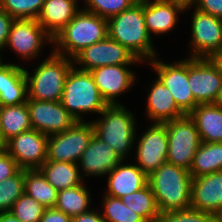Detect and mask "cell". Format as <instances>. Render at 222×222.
<instances>
[{
    "label": "cell",
    "mask_w": 222,
    "mask_h": 222,
    "mask_svg": "<svg viewBox=\"0 0 222 222\" xmlns=\"http://www.w3.org/2000/svg\"><path fill=\"white\" fill-rule=\"evenodd\" d=\"M108 36L124 46L142 63L154 59L156 51L148 34L143 14V0L107 20Z\"/></svg>",
    "instance_id": "cell-1"
},
{
    "label": "cell",
    "mask_w": 222,
    "mask_h": 222,
    "mask_svg": "<svg viewBox=\"0 0 222 222\" xmlns=\"http://www.w3.org/2000/svg\"><path fill=\"white\" fill-rule=\"evenodd\" d=\"M191 182L189 170L165 162L148 176L161 213L191 209Z\"/></svg>",
    "instance_id": "cell-2"
},
{
    "label": "cell",
    "mask_w": 222,
    "mask_h": 222,
    "mask_svg": "<svg viewBox=\"0 0 222 222\" xmlns=\"http://www.w3.org/2000/svg\"><path fill=\"white\" fill-rule=\"evenodd\" d=\"M107 36V19L81 8L53 38L52 45L55 47L53 52L73 59L83 49Z\"/></svg>",
    "instance_id": "cell-3"
},
{
    "label": "cell",
    "mask_w": 222,
    "mask_h": 222,
    "mask_svg": "<svg viewBox=\"0 0 222 222\" xmlns=\"http://www.w3.org/2000/svg\"><path fill=\"white\" fill-rule=\"evenodd\" d=\"M73 59L51 52L32 75L25 69L28 99L60 101L66 76L73 66Z\"/></svg>",
    "instance_id": "cell-4"
},
{
    "label": "cell",
    "mask_w": 222,
    "mask_h": 222,
    "mask_svg": "<svg viewBox=\"0 0 222 222\" xmlns=\"http://www.w3.org/2000/svg\"><path fill=\"white\" fill-rule=\"evenodd\" d=\"M100 115L92 122L95 135L125 160L136 139L135 116L121 104L107 105Z\"/></svg>",
    "instance_id": "cell-5"
},
{
    "label": "cell",
    "mask_w": 222,
    "mask_h": 222,
    "mask_svg": "<svg viewBox=\"0 0 222 222\" xmlns=\"http://www.w3.org/2000/svg\"><path fill=\"white\" fill-rule=\"evenodd\" d=\"M60 103L76 121H84L83 113L100 114L107 106L91 73L78 69L75 65L66 76Z\"/></svg>",
    "instance_id": "cell-6"
},
{
    "label": "cell",
    "mask_w": 222,
    "mask_h": 222,
    "mask_svg": "<svg viewBox=\"0 0 222 222\" xmlns=\"http://www.w3.org/2000/svg\"><path fill=\"white\" fill-rule=\"evenodd\" d=\"M165 124L168 136L167 162L189 170L201 144L195 122L189 114H185Z\"/></svg>",
    "instance_id": "cell-7"
},
{
    "label": "cell",
    "mask_w": 222,
    "mask_h": 222,
    "mask_svg": "<svg viewBox=\"0 0 222 222\" xmlns=\"http://www.w3.org/2000/svg\"><path fill=\"white\" fill-rule=\"evenodd\" d=\"M95 134L91 121H76L68 130L48 136L46 161L78 163Z\"/></svg>",
    "instance_id": "cell-8"
},
{
    "label": "cell",
    "mask_w": 222,
    "mask_h": 222,
    "mask_svg": "<svg viewBox=\"0 0 222 222\" xmlns=\"http://www.w3.org/2000/svg\"><path fill=\"white\" fill-rule=\"evenodd\" d=\"M188 83L197 104H214L222 87V72L212 58H188Z\"/></svg>",
    "instance_id": "cell-9"
},
{
    "label": "cell",
    "mask_w": 222,
    "mask_h": 222,
    "mask_svg": "<svg viewBox=\"0 0 222 222\" xmlns=\"http://www.w3.org/2000/svg\"><path fill=\"white\" fill-rule=\"evenodd\" d=\"M157 59V60H156ZM157 57L152 59L150 64L156 71L157 78L171 92L175 103L184 114H190L198 105L190 90L188 83V58L181 61H174L172 64L161 62Z\"/></svg>",
    "instance_id": "cell-10"
},
{
    "label": "cell",
    "mask_w": 222,
    "mask_h": 222,
    "mask_svg": "<svg viewBox=\"0 0 222 222\" xmlns=\"http://www.w3.org/2000/svg\"><path fill=\"white\" fill-rule=\"evenodd\" d=\"M139 64L130 51L109 36L88 46L73 58V64L79 65L78 69L91 71L95 68L109 65Z\"/></svg>",
    "instance_id": "cell-11"
},
{
    "label": "cell",
    "mask_w": 222,
    "mask_h": 222,
    "mask_svg": "<svg viewBox=\"0 0 222 222\" xmlns=\"http://www.w3.org/2000/svg\"><path fill=\"white\" fill-rule=\"evenodd\" d=\"M47 147L48 136L35 129L22 132L3 145L20 169H39L46 162Z\"/></svg>",
    "instance_id": "cell-12"
},
{
    "label": "cell",
    "mask_w": 222,
    "mask_h": 222,
    "mask_svg": "<svg viewBox=\"0 0 222 222\" xmlns=\"http://www.w3.org/2000/svg\"><path fill=\"white\" fill-rule=\"evenodd\" d=\"M193 13L190 58H212L222 49V19L197 9Z\"/></svg>",
    "instance_id": "cell-13"
},
{
    "label": "cell",
    "mask_w": 222,
    "mask_h": 222,
    "mask_svg": "<svg viewBox=\"0 0 222 222\" xmlns=\"http://www.w3.org/2000/svg\"><path fill=\"white\" fill-rule=\"evenodd\" d=\"M52 43L53 38L35 19H14L7 44L18 56L25 60L36 59L40 55L44 43Z\"/></svg>",
    "instance_id": "cell-14"
},
{
    "label": "cell",
    "mask_w": 222,
    "mask_h": 222,
    "mask_svg": "<svg viewBox=\"0 0 222 222\" xmlns=\"http://www.w3.org/2000/svg\"><path fill=\"white\" fill-rule=\"evenodd\" d=\"M135 159L141 170L149 176L167 162L168 136L165 123H153L138 139Z\"/></svg>",
    "instance_id": "cell-15"
},
{
    "label": "cell",
    "mask_w": 222,
    "mask_h": 222,
    "mask_svg": "<svg viewBox=\"0 0 222 222\" xmlns=\"http://www.w3.org/2000/svg\"><path fill=\"white\" fill-rule=\"evenodd\" d=\"M27 107L32 129L47 136L64 132L76 122L60 101L28 99Z\"/></svg>",
    "instance_id": "cell-16"
},
{
    "label": "cell",
    "mask_w": 222,
    "mask_h": 222,
    "mask_svg": "<svg viewBox=\"0 0 222 222\" xmlns=\"http://www.w3.org/2000/svg\"><path fill=\"white\" fill-rule=\"evenodd\" d=\"M129 65L132 64L102 66L89 71L107 105L121 104L116 101L117 97L134 85L136 77L133 70L127 68Z\"/></svg>",
    "instance_id": "cell-17"
},
{
    "label": "cell",
    "mask_w": 222,
    "mask_h": 222,
    "mask_svg": "<svg viewBox=\"0 0 222 222\" xmlns=\"http://www.w3.org/2000/svg\"><path fill=\"white\" fill-rule=\"evenodd\" d=\"M191 209L222 215V171L192 178Z\"/></svg>",
    "instance_id": "cell-18"
},
{
    "label": "cell",
    "mask_w": 222,
    "mask_h": 222,
    "mask_svg": "<svg viewBox=\"0 0 222 222\" xmlns=\"http://www.w3.org/2000/svg\"><path fill=\"white\" fill-rule=\"evenodd\" d=\"M123 159L95 134L81 155L78 167L84 176H103L111 172Z\"/></svg>",
    "instance_id": "cell-19"
},
{
    "label": "cell",
    "mask_w": 222,
    "mask_h": 222,
    "mask_svg": "<svg viewBox=\"0 0 222 222\" xmlns=\"http://www.w3.org/2000/svg\"><path fill=\"white\" fill-rule=\"evenodd\" d=\"M185 9L173 2H158L143 0V14L148 34L160 36L168 33L176 27L178 14Z\"/></svg>",
    "instance_id": "cell-20"
},
{
    "label": "cell",
    "mask_w": 222,
    "mask_h": 222,
    "mask_svg": "<svg viewBox=\"0 0 222 222\" xmlns=\"http://www.w3.org/2000/svg\"><path fill=\"white\" fill-rule=\"evenodd\" d=\"M28 100L25 69L16 63L0 67V106L26 103Z\"/></svg>",
    "instance_id": "cell-21"
},
{
    "label": "cell",
    "mask_w": 222,
    "mask_h": 222,
    "mask_svg": "<svg viewBox=\"0 0 222 222\" xmlns=\"http://www.w3.org/2000/svg\"><path fill=\"white\" fill-rule=\"evenodd\" d=\"M122 160L108 175L106 195L121 198L142 189L148 182V176L136 164H124Z\"/></svg>",
    "instance_id": "cell-22"
},
{
    "label": "cell",
    "mask_w": 222,
    "mask_h": 222,
    "mask_svg": "<svg viewBox=\"0 0 222 222\" xmlns=\"http://www.w3.org/2000/svg\"><path fill=\"white\" fill-rule=\"evenodd\" d=\"M77 0H45L38 23L54 38L80 10Z\"/></svg>",
    "instance_id": "cell-23"
},
{
    "label": "cell",
    "mask_w": 222,
    "mask_h": 222,
    "mask_svg": "<svg viewBox=\"0 0 222 222\" xmlns=\"http://www.w3.org/2000/svg\"><path fill=\"white\" fill-rule=\"evenodd\" d=\"M153 83L146 102L149 120L153 123H165L184 116L168 88L158 78Z\"/></svg>",
    "instance_id": "cell-24"
},
{
    "label": "cell",
    "mask_w": 222,
    "mask_h": 222,
    "mask_svg": "<svg viewBox=\"0 0 222 222\" xmlns=\"http://www.w3.org/2000/svg\"><path fill=\"white\" fill-rule=\"evenodd\" d=\"M189 116L195 122L201 142H222V107L198 104Z\"/></svg>",
    "instance_id": "cell-25"
},
{
    "label": "cell",
    "mask_w": 222,
    "mask_h": 222,
    "mask_svg": "<svg viewBox=\"0 0 222 222\" xmlns=\"http://www.w3.org/2000/svg\"><path fill=\"white\" fill-rule=\"evenodd\" d=\"M32 129L27 102L0 106V147L11 138Z\"/></svg>",
    "instance_id": "cell-26"
},
{
    "label": "cell",
    "mask_w": 222,
    "mask_h": 222,
    "mask_svg": "<svg viewBox=\"0 0 222 222\" xmlns=\"http://www.w3.org/2000/svg\"><path fill=\"white\" fill-rule=\"evenodd\" d=\"M39 170L57 191L76 187L84 183L78 163L46 161Z\"/></svg>",
    "instance_id": "cell-27"
},
{
    "label": "cell",
    "mask_w": 222,
    "mask_h": 222,
    "mask_svg": "<svg viewBox=\"0 0 222 222\" xmlns=\"http://www.w3.org/2000/svg\"><path fill=\"white\" fill-rule=\"evenodd\" d=\"M222 171V142H201L189 172L192 178Z\"/></svg>",
    "instance_id": "cell-28"
},
{
    "label": "cell",
    "mask_w": 222,
    "mask_h": 222,
    "mask_svg": "<svg viewBox=\"0 0 222 222\" xmlns=\"http://www.w3.org/2000/svg\"><path fill=\"white\" fill-rule=\"evenodd\" d=\"M24 192L45 208H54L58 191L39 169H24Z\"/></svg>",
    "instance_id": "cell-29"
},
{
    "label": "cell",
    "mask_w": 222,
    "mask_h": 222,
    "mask_svg": "<svg viewBox=\"0 0 222 222\" xmlns=\"http://www.w3.org/2000/svg\"><path fill=\"white\" fill-rule=\"evenodd\" d=\"M85 184L58 191L55 207L70 217L89 211L91 197Z\"/></svg>",
    "instance_id": "cell-30"
},
{
    "label": "cell",
    "mask_w": 222,
    "mask_h": 222,
    "mask_svg": "<svg viewBox=\"0 0 222 222\" xmlns=\"http://www.w3.org/2000/svg\"><path fill=\"white\" fill-rule=\"evenodd\" d=\"M120 199L128 208L140 215L146 222H154L161 213L148 183L142 189L127 194Z\"/></svg>",
    "instance_id": "cell-31"
},
{
    "label": "cell",
    "mask_w": 222,
    "mask_h": 222,
    "mask_svg": "<svg viewBox=\"0 0 222 222\" xmlns=\"http://www.w3.org/2000/svg\"><path fill=\"white\" fill-rule=\"evenodd\" d=\"M101 216L105 222H146L140 215L128 208L120 198L104 196Z\"/></svg>",
    "instance_id": "cell-32"
},
{
    "label": "cell",
    "mask_w": 222,
    "mask_h": 222,
    "mask_svg": "<svg viewBox=\"0 0 222 222\" xmlns=\"http://www.w3.org/2000/svg\"><path fill=\"white\" fill-rule=\"evenodd\" d=\"M24 193V169L0 182V212H9Z\"/></svg>",
    "instance_id": "cell-33"
},
{
    "label": "cell",
    "mask_w": 222,
    "mask_h": 222,
    "mask_svg": "<svg viewBox=\"0 0 222 222\" xmlns=\"http://www.w3.org/2000/svg\"><path fill=\"white\" fill-rule=\"evenodd\" d=\"M45 0H0V8L14 19H37Z\"/></svg>",
    "instance_id": "cell-34"
},
{
    "label": "cell",
    "mask_w": 222,
    "mask_h": 222,
    "mask_svg": "<svg viewBox=\"0 0 222 222\" xmlns=\"http://www.w3.org/2000/svg\"><path fill=\"white\" fill-rule=\"evenodd\" d=\"M45 207L25 192L13 204L10 212L22 222H39Z\"/></svg>",
    "instance_id": "cell-35"
},
{
    "label": "cell",
    "mask_w": 222,
    "mask_h": 222,
    "mask_svg": "<svg viewBox=\"0 0 222 222\" xmlns=\"http://www.w3.org/2000/svg\"><path fill=\"white\" fill-rule=\"evenodd\" d=\"M138 0H85L86 11L94 13L105 19L118 15L130 8Z\"/></svg>",
    "instance_id": "cell-36"
},
{
    "label": "cell",
    "mask_w": 222,
    "mask_h": 222,
    "mask_svg": "<svg viewBox=\"0 0 222 222\" xmlns=\"http://www.w3.org/2000/svg\"><path fill=\"white\" fill-rule=\"evenodd\" d=\"M154 222H219V218L209 212L187 209L160 213Z\"/></svg>",
    "instance_id": "cell-37"
},
{
    "label": "cell",
    "mask_w": 222,
    "mask_h": 222,
    "mask_svg": "<svg viewBox=\"0 0 222 222\" xmlns=\"http://www.w3.org/2000/svg\"><path fill=\"white\" fill-rule=\"evenodd\" d=\"M19 169L16 161L0 147V182L14 175Z\"/></svg>",
    "instance_id": "cell-38"
},
{
    "label": "cell",
    "mask_w": 222,
    "mask_h": 222,
    "mask_svg": "<svg viewBox=\"0 0 222 222\" xmlns=\"http://www.w3.org/2000/svg\"><path fill=\"white\" fill-rule=\"evenodd\" d=\"M195 9L222 19V0H196Z\"/></svg>",
    "instance_id": "cell-39"
},
{
    "label": "cell",
    "mask_w": 222,
    "mask_h": 222,
    "mask_svg": "<svg viewBox=\"0 0 222 222\" xmlns=\"http://www.w3.org/2000/svg\"><path fill=\"white\" fill-rule=\"evenodd\" d=\"M14 18L0 8V51L5 50L9 32Z\"/></svg>",
    "instance_id": "cell-40"
},
{
    "label": "cell",
    "mask_w": 222,
    "mask_h": 222,
    "mask_svg": "<svg viewBox=\"0 0 222 222\" xmlns=\"http://www.w3.org/2000/svg\"><path fill=\"white\" fill-rule=\"evenodd\" d=\"M39 222H72V217L56 208H45Z\"/></svg>",
    "instance_id": "cell-41"
},
{
    "label": "cell",
    "mask_w": 222,
    "mask_h": 222,
    "mask_svg": "<svg viewBox=\"0 0 222 222\" xmlns=\"http://www.w3.org/2000/svg\"><path fill=\"white\" fill-rule=\"evenodd\" d=\"M97 212V210H89L80 215L72 217V222H105L103 217Z\"/></svg>",
    "instance_id": "cell-42"
},
{
    "label": "cell",
    "mask_w": 222,
    "mask_h": 222,
    "mask_svg": "<svg viewBox=\"0 0 222 222\" xmlns=\"http://www.w3.org/2000/svg\"><path fill=\"white\" fill-rule=\"evenodd\" d=\"M0 222H22L16 218L10 211L0 212Z\"/></svg>",
    "instance_id": "cell-43"
},
{
    "label": "cell",
    "mask_w": 222,
    "mask_h": 222,
    "mask_svg": "<svg viewBox=\"0 0 222 222\" xmlns=\"http://www.w3.org/2000/svg\"><path fill=\"white\" fill-rule=\"evenodd\" d=\"M195 2L196 0H175V3L181 5L185 11H188L187 9L194 7Z\"/></svg>",
    "instance_id": "cell-44"
},
{
    "label": "cell",
    "mask_w": 222,
    "mask_h": 222,
    "mask_svg": "<svg viewBox=\"0 0 222 222\" xmlns=\"http://www.w3.org/2000/svg\"><path fill=\"white\" fill-rule=\"evenodd\" d=\"M212 60L218 65L222 72V49L212 57Z\"/></svg>",
    "instance_id": "cell-45"
},
{
    "label": "cell",
    "mask_w": 222,
    "mask_h": 222,
    "mask_svg": "<svg viewBox=\"0 0 222 222\" xmlns=\"http://www.w3.org/2000/svg\"><path fill=\"white\" fill-rule=\"evenodd\" d=\"M214 104L217 105V106L222 107V87L219 91V94H218L217 99H216Z\"/></svg>",
    "instance_id": "cell-46"
},
{
    "label": "cell",
    "mask_w": 222,
    "mask_h": 222,
    "mask_svg": "<svg viewBox=\"0 0 222 222\" xmlns=\"http://www.w3.org/2000/svg\"><path fill=\"white\" fill-rule=\"evenodd\" d=\"M154 1H158V2H173V3H175V0H154Z\"/></svg>",
    "instance_id": "cell-47"
},
{
    "label": "cell",
    "mask_w": 222,
    "mask_h": 222,
    "mask_svg": "<svg viewBox=\"0 0 222 222\" xmlns=\"http://www.w3.org/2000/svg\"><path fill=\"white\" fill-rule=\"evenodd\" d=\"M1 52V51H0ZM4 63H2V57H1V54H0V67L3 65Z\"/></svg>",
    "instance_id": "cell-48"
},
{
    "label": "cell",
    "mask_w": 222,
    "mask_h": 222,
    "mask_svg": "<svg viewBox=\"0 0 222 222\" xmlns=\"http://www.w3.org/2000/svg\"><path fill=\"white\" fill-rule=\"evenodd\" d=\"M219 222H222V215H221V217L219 218Z\"/></svg>",
    "instance_id": "cell-49"
}]
</instances>
